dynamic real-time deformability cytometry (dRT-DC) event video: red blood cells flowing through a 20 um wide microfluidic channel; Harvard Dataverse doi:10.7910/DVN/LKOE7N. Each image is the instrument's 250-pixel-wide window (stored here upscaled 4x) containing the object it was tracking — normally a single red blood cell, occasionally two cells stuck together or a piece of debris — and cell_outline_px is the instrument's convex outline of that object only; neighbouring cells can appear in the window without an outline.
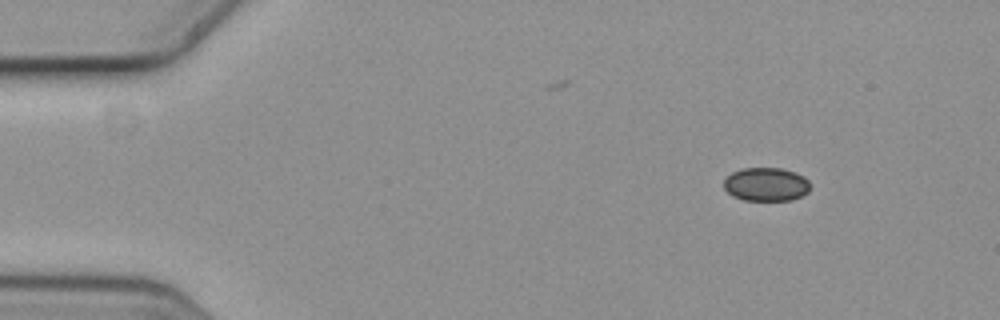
{"species": "common noctule bat (a hibernating species)", "species_latin": "Nyctalus noctula", "temperature_condition": "cold", "stored_images_in_passage": 8, "camera_frame_rate_fps": 3000, "um_per_image_px": 0.085, "animal": {"sex": "female", "body_mass_g": 19.3, "forearm_length_mm": 54.1}, "frame": {"image": 1, "passage_image": 1, "time_ms": 0.0, "image_size_px": [1000, 320], "cell_outline_px": [[808, 192], [792, 200], [744, 200], [732, 196], [724, 188], [724, 180], [732, 172], [740, 168], [780, 168], [796, 172], [804, 176], [808, 180]], "centroid_in_image_um": [65.1, 15.66], "position_along_channel_um": 19.9, "area_um2": 16.88}}
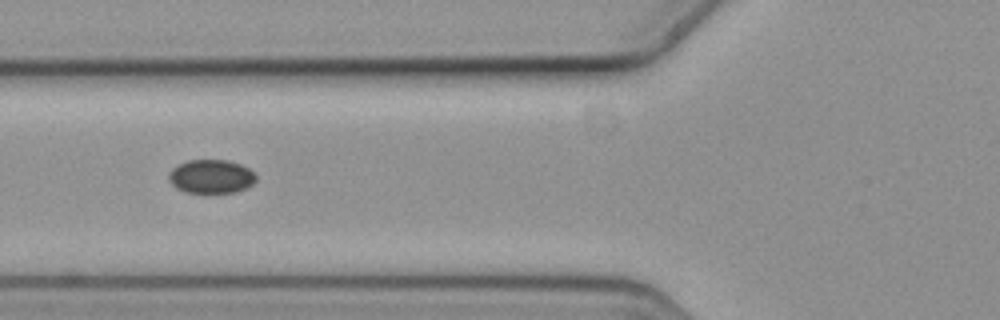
{"frame": {"image": 2, "passage_image": 5, "time_ms": 1.333, "image_size_px": [1000, 320], "cell_outline_px": [[256, 180], [252, 184], [236, 192], [184, 192], [176, 188], [168, 180], [168, 172], [172, 168], [188, 160], [228, 160], [240, 164], [248, 168], [256, 176]], "centroid_in_image_um": [17.92, 14.99], "position_along_channel_um": 107.9, "area_um2": 17.05}}
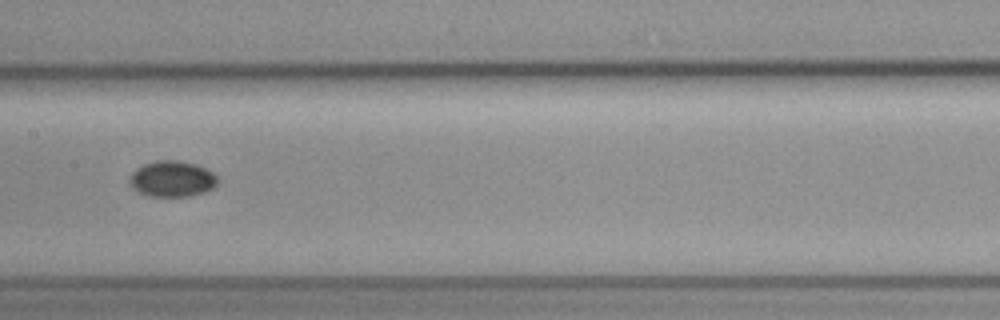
{"frame": {"image": 3, "passage_image": 7, "time_ms": 2.0, "image_size_px": [1000, 320], "cell_outline_px": [[216, 184], [212, 188], [204, 192], [192, 196], [148, 196], [136, 192], [128, 184], [128, 180], [132, 172], [136, 168], [144, 164], [156, 160], [180, 160], [196, 164], [212, 172], [216, 176]], "centroid_in_image_um": [14.57, 15.2], "position_along_channel_um": 192.8, "area_um2": 18.61}}